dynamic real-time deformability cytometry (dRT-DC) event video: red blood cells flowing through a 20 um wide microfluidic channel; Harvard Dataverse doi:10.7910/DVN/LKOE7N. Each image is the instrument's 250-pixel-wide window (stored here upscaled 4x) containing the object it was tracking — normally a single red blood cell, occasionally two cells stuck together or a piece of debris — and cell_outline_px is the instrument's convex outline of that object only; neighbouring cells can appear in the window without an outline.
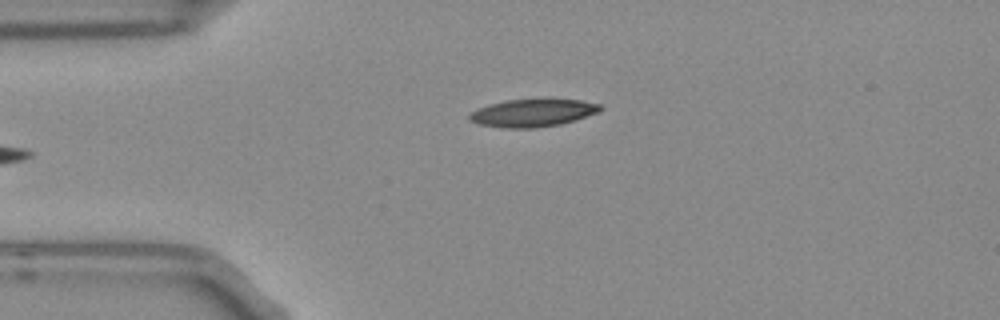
{"species": "Egyptian fruit bat (a non-hibernating species)", "species_latin": "Rousettus aegyptiacus", "temperature_condition": "room temperature", "stored_images_in_passage": 4, "camera_frame_rate_fps": 3000, "um_per_image_px": 0.085, "frame": {"image": 1, "passage_image": 4, "time_ms": 1.0, "image_size_px": [1000, 320], "cell_outline_px": [[604, 108], [600, 112], [576, 120], [560, 124], [536, 128], [504, 128], [480, 124], [468, 120], [468, 116], [472, 112], [488, 104], [508, 100], [580, 100], [600, 104]], "centroid_in_image_um": [45.31, 9.61], "position_along_channel_um": 39.7, "area_um2": 20.92}}